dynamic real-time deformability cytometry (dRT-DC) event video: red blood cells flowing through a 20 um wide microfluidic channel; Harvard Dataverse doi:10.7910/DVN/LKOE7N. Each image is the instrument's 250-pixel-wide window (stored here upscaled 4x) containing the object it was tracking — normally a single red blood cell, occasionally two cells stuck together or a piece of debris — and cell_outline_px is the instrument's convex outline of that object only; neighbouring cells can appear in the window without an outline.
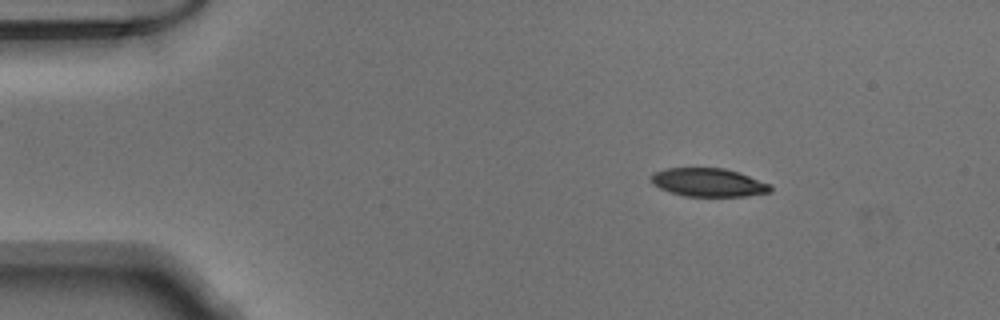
{"species": "Egyptian fruit bat (a non-hibernating species)", "species_latin": "Rousettus aegyptiacus", "temperature_condition": "warm", "stored_images_in_passage": 50, "camera_frame_rate_fps": 3000, "um_per_image_px": 0.085, "animal": {"sex": "male"}, "frame": {"image": 1, "passage_image": 7, "time_ms": 2.0, "image_size_px": [1000, 320], "cell_outline_px": [[772, 192], [744, 196], [684, 196], [660, 188], [652, 184], [652, 172], [664, 168], [724, 168], [740, 172], [772, 184]], "centroid_in_image_um": [60.25, 15.5], "position_along_channel_um": 24.7, "area_um2": 19.88}}
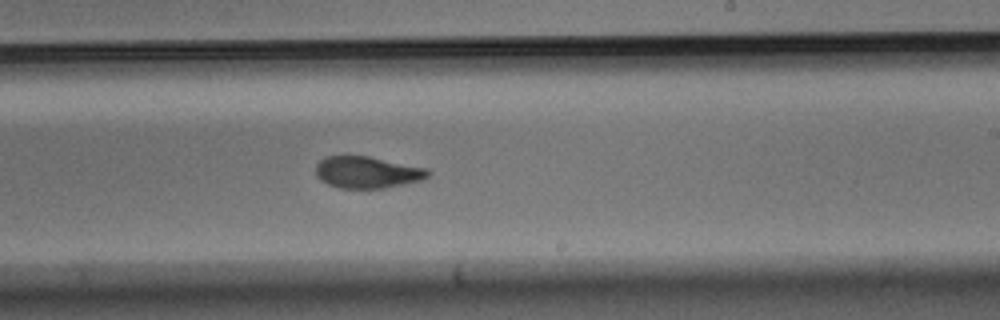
{"frame": {"image": 2, "passage_image": 30, "time_ms": 9.667, "image_size_px": [1000, 320], "cell_outline_px": [[432, 172], [428, 176], [420, 180], [384, 188], [340, 188], [328, 184], [320, 180], [316, 176], [316, 164], [320, 160], [328, 156], [368, 156], [428, 168]], "centroid_in_image_um": [31.21, 14.64], "position_along_channel_um": 257.8, "area_um2": 20.69}}
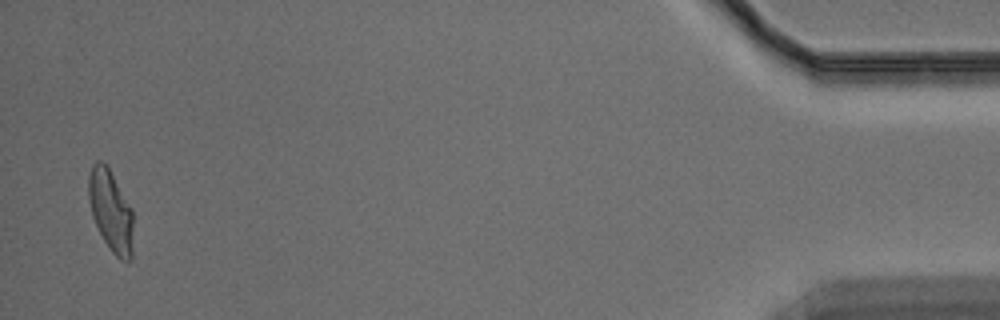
{"frame": {"image": 3, "passage_image": 49, "time_ms": 16.0, "image_size_px": [1000, 320], "cell_outline_px": [[132, 260], [120, 260], [112, 252], [104, 240], [92, 216], [88, 200], [88, 176], [92, 164], [96, 160], [100, 160], [108, 168], [132, 208]], "centroid_in_image_um": [9.4, 17.92], "position_along_channel_um": 425.8, "area_um2": 21.04}}